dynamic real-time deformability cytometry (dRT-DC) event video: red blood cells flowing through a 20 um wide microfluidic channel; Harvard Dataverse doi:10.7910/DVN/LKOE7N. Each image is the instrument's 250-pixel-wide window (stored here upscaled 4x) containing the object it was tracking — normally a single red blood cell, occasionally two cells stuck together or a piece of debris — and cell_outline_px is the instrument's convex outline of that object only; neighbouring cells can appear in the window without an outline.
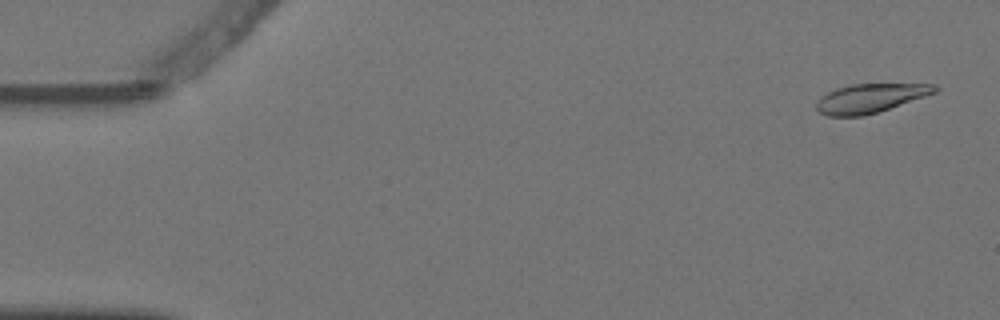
{"species": "Egyptian fruit bat (a non-hibernating species)", "species_latin": "Rousettus aegyptiacus", "temperature_condition": "warm", "stored_images_in_passage": 5, "camera_frame_rate_fps": 3000, "um_per_image_px": 0.085, "animal": {"sex": "female"}, "frame": {"image": 1, "passage_image": 1, "time_ms": 0.0, "image_size_px": [1000, 320], "cell_outline_px": [[940, 88], [936, 92], [864, 116], [828, 116], [820, 112], [816, 108], [816, 104], [828, 92], [836, 88], [848, 84], [936, 84]], "centroid_in_image_um": [73.97, 8.34], "position_along_channel_um": 11.0, "area_um2": 19.59}}
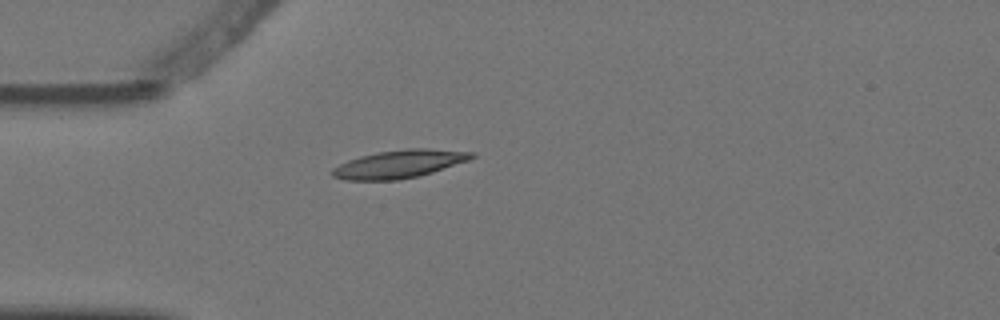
{"frame": {"image": 2, "passage_image": 4, "time_ms": 1.0, "image_size_px": [1000, 320], "cell_outline_px": [[476, 156], [468, 160], [432, 172], [416, 176], [396, 180], [344, 180], [332, 176], [332, 168], [348, 160], [360, 156], [376, 152], [408, 148], [428, 148], [476, 152]], "centroid_in_image_um": [33.93, 13.93], "position_along_channel_um": 51.1, "area_um2": 22.66}}